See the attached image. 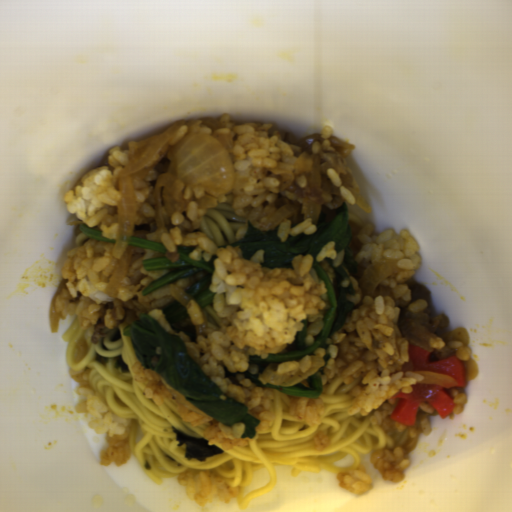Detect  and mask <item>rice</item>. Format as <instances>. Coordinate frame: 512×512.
<instances>
[{
	"label": "rice",
	"instance_id": "obj_8",
	"mask_svg": "<svg viewBox=\"0 0 512 512\" xmlns=\"http://www.w3.org/2000/svg\"><path fill=\"white\" fill-rule=\"evenodd\" d=\"M178 482L183 486L184 494L202 506L214 500L230 503L239 494L237 487L231 485L227 477L207 471L184 469Z\"/></svg>",
	"mask_w": 512,
	"mask_h": 512
},
{
	"label": "rice",
	"instance_id": "obj_6",
	"mask_svg": "<svg viewBox=\"0 0 512 512\" xmlns=\"http://www.w3.org/2000/svg\"><path fill=\"white\" fill-rule=\"evenodd\" d=\"M89 368L75 370L70 368V375L77 383V395L81 400L74 406L77 414L82 415L91 430L99 435H106L107 448L100 454V465L115 467L124 465L130 457V420L120 418L109 407L102 395L90 382Z\"/></svg>",
	"mask_w": 512,
	"mask_h": 512
},
{
	"label": "rice",
	"instance_id": "obj_18",
	"mask_svg": "<svg viewBox=\"0 0 512 512\" xmlns=\"http://www.w3.org/2000/svg\"><path fill=\"white\" fill-rule=\"evenodd\" d=\"M428 345L434 348L435 350H440L443 349V347L447 344L444 342L442 338L435 336L434 338L430 339Z\"/></svg>",
	"mask_w": 512,
	"mask_h": 512
},
{
	"label": "rice",
	"instance_id": "obj_16",
	"mask_svg": "<svg viewBox=\"0 0 512 512\" xmlns=\"http://www.w3.org/2000/svg\"><path fill=\"white\" fill-rule=\"evenodd\" d=\"M313 440H314V450H316L317 452L323 451L325 448H327L329 445V441H330V439L326 433V430L318 431L314 435Z\"/></svg>",
	"mask_w": 512,
	"mask_h": 512
},
{
	"label": "rice",
	"instance_id": "obj_19",
	"mask_svg": "<svg viewBox=\"0 0 512 512\" xmlns=\"http://www.w3.org/2000/svg\"><path fill=\"white\" fill-rule=\"evenodd\" d=\"M247 226H248V223L239 227V229L236 232L235 240L239 241L245 236L246 231H247Z\"/></svg>",
	"mask_w": 512,
	"mask_h": 512
},
{
	"label": "rice",
	"instance_id": "obj_17",
	"mask_svg": "<svg viewBox=\"0 0 512 512\" xmlns=\"http://www.w3.org/2000/svg\"><path fill=\"white\" fill-rule=\"evenodd\" d=\"M426 306V299L418 298L409 305L408 309L411 313H418L424 310Z\"/></svg>",
	"mask_w": 512,
	"mask_h": 512
},
{
	"label": "rice",
	"instance_id": "obj_10",
	"mask_svg": "<svg viewBox=\"0 0 512 512\" xmlns=\"http://www.w3.org/2000/svg\"><path fill=\"white\" fill-rule=\"evenodd\" d=\"M289 415L301 418L308 426L320 423L325 415V403L322 396L299 397L291 396L288 405Z\"/></svg>",
	"mask_w": 512,
	"mask_h": 512
},
{
	"label": "rice",
	"instance_id": "obj_3",
	"mask_svg": "<svg viewBox=\"0 0 512 512\" xmlns=\"http://www.w3.org/2000/svg\"><path fill=\"white\" fill-rule=\"evenodd\" d=\"M177 147L166 142L153 159L129 175L135 211L130 236L147 239L151 232L166 233L174 227L172 215L189 209L187 184L180 180L174 163Z\"/></svg>",
	"mask_w": 512,
	"mask_h": 512
},
{
	"label": "rice",
	"instance_id": "obj_12",
	"mask_svg": "<svg viewBox=\"0 0 512 512\" xmlns=\"http://www.w3.org/2000/svg\"><path fill=\"white\" fill-rule=\"evenodd\" d=\"M276 227H278L277 234L283 242H286L290 237L300 233H303L304 235H311L317 231V227L313 224L310 218L305 219L297 226H291V222L284 219Z\"/></svg>",
	"mask_w": 512,
	"mask_h": 512
},
{
	"label": "rice",
	"instance_id": "obj_7",
	"mask_svg": "<svg viewBox=\"0 0 512 512\" xmlns=\"http://www.w3.org/2000/svg\"><path fill=\"white\" fill-rule=\"evenodd\" d=\"M132 376L139 382L145 396L156 405H162L170 397L174 402L182 421H187L194 427L205 425L203 430L208 444L219 445L220 448L233 450L242 445H248L249 437L241 438L245 432V424L234 422L232 425L216 420L191 404L178 390L166 382L159 373L150 368H144L139 360L131 368Z\"/></svg>",
	"mask_w": 512,
	"mask_h": 512
},
{
	"label": "rice",
	"instance_id": "obj_4",
	"mask_svg": "<svg viewBox=\"0 0 512 512\" xmlns=\"http://www.w3.org/2000/svg\"><path fill=\"white\" fill-rule=\"evenodd\" d=\"M159 135L130 141L127 149L113 146L107 163L87 172L65 194L68 213L76 214L86 226L102 230V237L115 239L119 223L121 173Z\"/></svg>",
	"mask_w": 512,
	"mask_h": 512
},
{
	"label": "rice",
	"instance_id": "obj_1",
	"mask_svg": "<svg viewBox=\"0 0 512 512\" xmlns=\"http://www.w3.org/2000/svg\"><path fill=\"white\" fill-rule=\"evenodd\" d=\"M201 119L183 122L166 143L178 147L192 133L212 136L224 145L232 159L234 183L228 194L220 197L186 184L184 197L188 209L171 215L173 227L167 232L153 231L145 239L158 242L176 254L178 246H196L189 255L195 261H208L217 255L210 292L214 295L212 308L222 319V327L207 328L198 302L191 298L186 306L187 316L182 321L167 323L163 310L178 301L170 291L171 285H177L185 293L204 279L206 273L184 276L143 295L151 281L170 271L144 267L143 260L147 258L166 257L165 253L151 249L128 244V268L117 295L109 296L106 287L120 264L114 254L115 244L89 237L68 252L60 271L63 280H68L65 285L68 290L56 296L54 305L58 313L74 316L78 325L87 329L98 323L102 305L116 299L137 301L143 306L144 314L182 339L197 368L212 383L236 403L244 404L248 414L259 420L255 430L258 434L274 423L269 408L275 388L256 386L244 372L258 374L265 385H279L263 377L272 362L251 364L249 359L261 356L265 360L269 354L281 353L295 342L306 317L309 326L305 344L314 345L329 305L328 288L316 273L315 261L309 254L296 256L291 269H270L261 263L263 250L247 260L239 247H217L201 230L203 216L219 202H228L235 215L248 218L243 213L247 205L257 207L266 200H276L280 181L265 176L263 168L277 167L283 155H295L291 144L272 130L271 122L233 124L225 113L217 119L222 126L212 133ZM190 324L196 327V343H191L181 331Z\"/></svg>",
	"mask_w": 512,
	"mask_h": 512
},
{
	"label": "rice",
	"instance_id": "obj_2",
	"mask_svg": "<svg viewBox=\"0 0 512 512\" xmlns=\"http://www.w3.org/2000/svg\"><path fill=\"white\" fill-rule=\"evenodd\" d=\"M333 241L327 243L316 256V262L326 274L335 291L336 272L340 268L346 274L341 281L343 288L351 284L354 295L347 296L353 302L340 330L325 339L331 357L318 369L322 386L334 376L343 377L344 385L360 378L352 389L354 399L346 414L362 416L372 413V423L392 432H408L410 437L429 436L432 426L429 415L437 412L422 401L413 425H403L392 418L399 403L398 392L413 393L412 385L424 381L415 372L411 362L410 344L397 326L400 308L387 295L372 298L365 296L360 282L353 278L342 263L345 250L335 251Z\"/></svg>",
	"mask_w": 512,
	"mask_h": 512
},
{
	"label": "rice",
	"instance_id": "obj_14",
	"mask_svg": "<svg viewBox=\"0 0 512 512\" xmlns=\"http://www.w3.org/2000/svg\"><path fill=\"white\" fill-rule=\"evenodd\" d=\"M442 387V386H441ZM452 398L453 402L456 403L450 414L459 415L464 412L465 407L468 403L466 395L460 390L459 387H442Z\"/></svg>",
	"mask_w": 512,
	"mask_h": 512
},
{
	"label": "rice",
	"instance_id": "obj_9",
	"mask_svg": "<svg viewBox=\"0 0 512 512\" xmlns=\"http://www.w3.org/2000/svg\"><path fill=\"white\" fill-rule=\"evenodd\" d=\"M405 454L402 446L394 449L380 448L371 454L370 462L384 480L395 484L402 480L404 471L411 464Z\"/></svg>",
	"mask_w": 512,
	"mask_h": 512
},
{
	"label": "rice",
	"instance_id": "obj_11",
	"mask_svg": "<svg viewBox=\"0 0 512 512\" xmlns=\"http://www.w3.org/2000/svg\"><path fill=\"white\" fill-rule=\"evenodd\" d=\"M336 479L340 488L350 491L354 495L369 493L373 487V480L362 466L349 472H339Z\"/></svg>",
	"mask_w": 512,
	"mask_h": 512
},
{
	"label": "rice",
	"instance_id": "obj_15",
	"mask_svg": "<svg viewBox=\"0 0 512 512\" xmlns=\"http://www.w3.org/2000/svg\"><path fill=\"white\" fill-rule=\"evenodd\" d=\"M455 350L453 354L457 356L459 360L467 361L471 356V349L469 346H465L461 341H452L447 344Z\"/></svg>",
	"mask_w": 512,
	"mask_h": 512
},
{
	"label": "rice",
	"instance_id": "obj_5",
	"mask_svg": "<svg viewBox=\"0 0 512 512\" xmlns=\"http://www.w3.org/2000/svg\"><path fill=\"white\" fill-rule=\"evenodd\" d=\"M358 238L362 243V249L353 256L356 263L366 261L371 266L378 263L395 264L397 272L391 274L379 285L392 288L394 297L410 302L412 295L406 281L414 279L421 265L418 243L413 235L405 229L400 233H396L394 229L376 233L373 224H368L360 228Z\"/></svg>",
	"mask_w": 512,
	"mask_h": 512
},
{
	"label": "rice",
	"instance_id": "obj_13",
	"mask_svg": "<svg viewBox=\"0 0 512 512\" xmlns=\"http://www.w3.org/2000/svg\"><path fill=\"white\" fill-rule=\"evenodd\" d=\"M309 368H311L310 355L296 361H282L277 367V372L283 375H295L298 370L306 373Z\"/></svg>",
	"mask_w": 512,
	"mask_h": 512
}]
</instances>
